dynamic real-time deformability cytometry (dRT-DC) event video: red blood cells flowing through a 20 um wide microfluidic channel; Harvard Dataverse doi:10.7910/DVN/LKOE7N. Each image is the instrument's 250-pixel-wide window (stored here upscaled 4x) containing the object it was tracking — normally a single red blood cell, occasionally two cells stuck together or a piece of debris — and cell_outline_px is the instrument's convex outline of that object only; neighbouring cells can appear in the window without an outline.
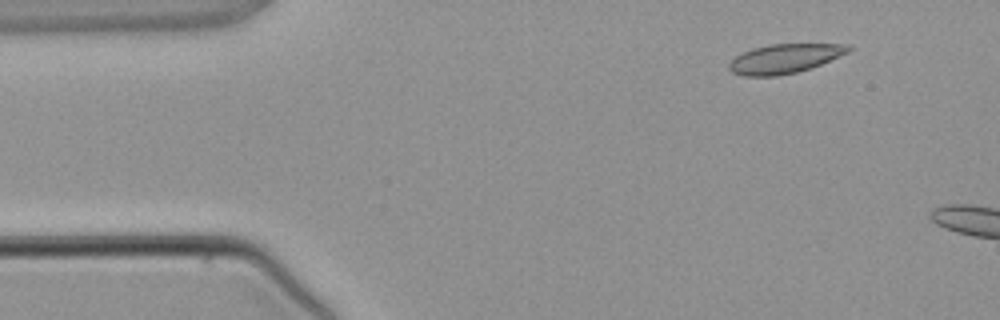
{"species": "common noctule bat (a hibernating species)", "species_latin": "Nyctalus noctula", "temperature_condition": "warm", "stored_images_in_passage": 2, "camera_frame_rate_fps": 3000, "um_per_image_px": 0.085, "animal": {"sex": "male", "body_mass_g": 21.5, "forearm_length_mm": 52.0}, "frame": {"image": 1, "passage_image": 1, "time_ms": 0.0, "image_size_px": [1000, 320], "cell_outline_px": [[852, 48], [848, 52], [812, 68], [796, 72], [776, 76], [744, 76], [732, 72], [728, 68], [728, 64], [736, 56], [752, 48], [772, 44], [848, 44]], "centroid_in_image_um": [66.68, 4.98], "position_along_channel_um": 18.3, "area_um2": 20.23}}